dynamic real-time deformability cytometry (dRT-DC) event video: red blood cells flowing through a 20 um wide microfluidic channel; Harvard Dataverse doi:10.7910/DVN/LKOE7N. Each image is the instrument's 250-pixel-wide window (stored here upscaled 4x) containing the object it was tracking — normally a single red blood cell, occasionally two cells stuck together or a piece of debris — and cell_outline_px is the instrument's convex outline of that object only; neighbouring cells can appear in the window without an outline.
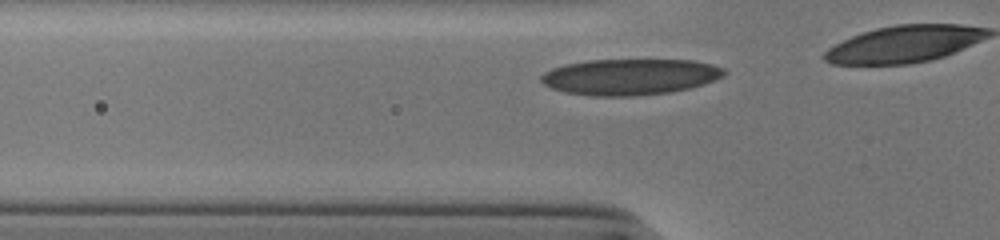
{"species": "human", "species_latin": "Homo sapiens", "temperature_condition": "cold", "stored_images_in_passage": 7, "camera_frame_rate_fps": 3000, "um_per_image_px": 0.085, "donor": {"sex": "male"}, "frame": {"image": 1, "passage_image": 2, "time_ms": 0.333, "image_size_px": [1000, 240], "cell_outline_px": [[728, 72], [724, 76], [716, 80], [704, 84], [688, 88], [668, 92], [632, 96], [596, 96], [564, 92], [552, 88], [544, 84], [540, 80], [540, 76], [544, 72], [552, 68], [564, 64], [588, 60], [692, 60], [712, 64], [724, 68]], "centroid_in_image_um": [53.56, 6.52], "position_along_channel_um": 72.2, "area_um2": 38.55}}
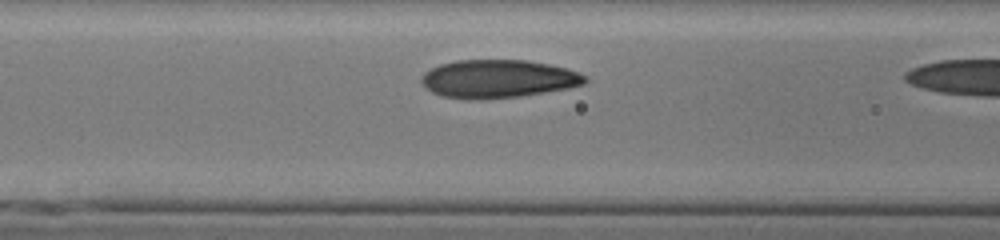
{"frame": {"image": 2, "passage_image": 6, "time_ms": 1.667, "image_size_px": [1000, 240], "cell_outline_px": [[588, 80], [584, 84], [568, 88], [520, 96], [440, 96], [424, 88], [420, 80], [420, 76], [424, 72], [440, 64], [456, 60], [524, 60], [548, 64], [568, 68], [580, 72]], "centroid_in_image_um": [42.36, 6.65], "position_along_channel_um": 124.2, "area_um2": 35.37}}